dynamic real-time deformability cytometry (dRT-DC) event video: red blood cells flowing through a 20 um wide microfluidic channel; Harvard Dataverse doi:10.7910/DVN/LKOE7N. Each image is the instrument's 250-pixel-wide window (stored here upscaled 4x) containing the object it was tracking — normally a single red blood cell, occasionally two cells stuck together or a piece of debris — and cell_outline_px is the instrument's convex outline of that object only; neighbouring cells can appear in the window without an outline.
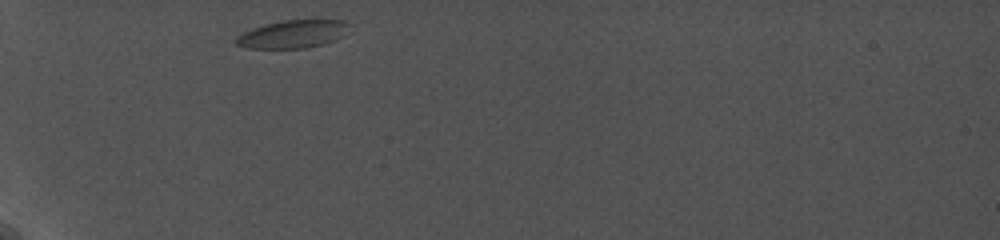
{"species": "common noctule bat (a hibernating species)", "species_latin": "Nyctalus noctula", "temperature_condition": "cold", "stored_images_in_passage": 59, "camera_frame_rate_fps": 5000, "um_per_image_px": 0.085, "animal": {"sex": "female", "body_mass_g": 19.0, "forearm_length_mm": 56.7}, "frame": {"image": 1, "passage_image": 1, "time_ms": 0.0, "image_size_px": [1000, 240], "cell_outline_px": [[352, 24], [344, 36], [336, 40], [324, 44], [304, 48], [244, 48], [236, 44], [232, 40], [236, 36], [252, 28], [264, 24], [280, 20], [344, 20]], "centroid_in_image_um": [24.9, 2.89], "position_along_channel_um": 60.1, "area_um2": 18.79}}
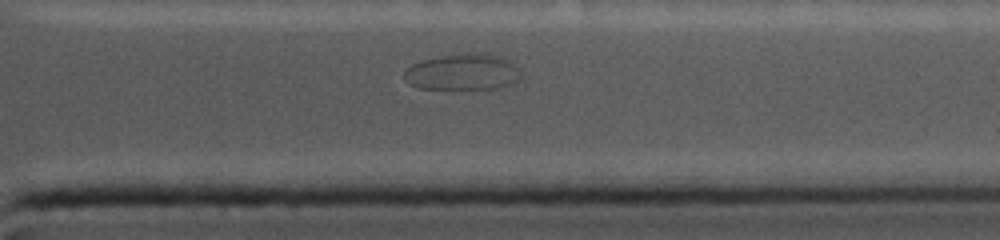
{"frame": {"image": 2, "passage_image": 46, "time_ms": 9.8, "image_size_px": [1000, 240], "cell_outline_px": [[520, 80], [500, 88], [420, 88], [412, 84], [404, 76], [404, 68], [412, 64], [424, 60], [444, 56], [468, 52], [500, 56], [508, 60], [516, 68], [520, 76]], "centroid_in_image_um": [39.33, 6.12], "position_along_channel_um": 372.1, "area_um2": 24.04}}
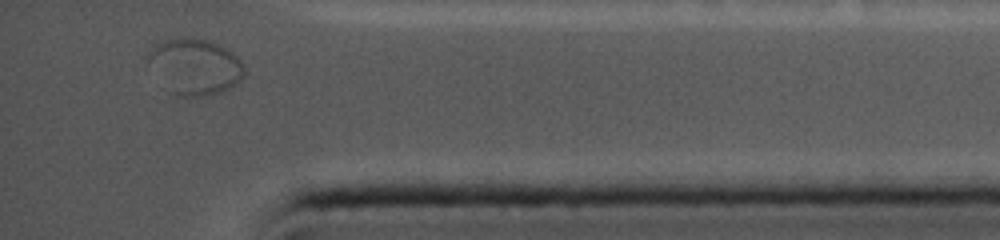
{"frame": {"image": 3, "passage_image": 55, "time_ms": 11.2, "image_size_px": [1000, 240], "cell_outline_px": [[244, 76], [240, 84], [220, 92], [208, 96], [180, 96], [172, 92], [144, 56], [160, 40], [184, 36], [204, 40], [216, 44], [232, 52], [244, 64]], "centroid_in_image_um": [16.6, 5.64], "position_along_channel_um": 418.6, "area_um2": 31.15}}